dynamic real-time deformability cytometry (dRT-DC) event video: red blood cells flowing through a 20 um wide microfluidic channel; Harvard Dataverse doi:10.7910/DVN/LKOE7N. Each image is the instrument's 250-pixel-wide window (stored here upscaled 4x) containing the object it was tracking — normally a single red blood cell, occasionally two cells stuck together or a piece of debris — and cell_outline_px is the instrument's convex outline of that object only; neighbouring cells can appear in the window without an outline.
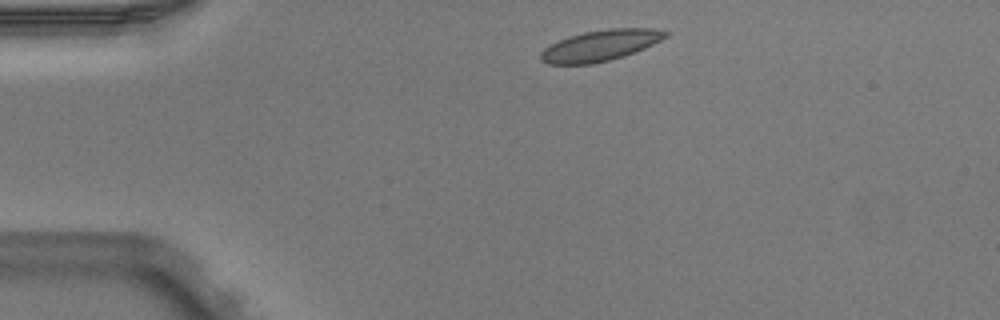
{"species": "Egyptian fruit bat (a non-hibernating species)", "species_latin": "Rousettus aegyptiacus", "temperature_condition": "warm", "stored_images_in_passage": 4, "camera_frame_rate_fps": 3000, "um_per_image_px": 0.085, "animal": {"sex": "male"}, "frame": {"image": 1, "passage_image": 4, "time_ms": 1.0, "image_size_px": [1000, 320], "cell_outline_px": [[668, 36], [644, 48], [624, 56], [592, 64], [548, 64], [540, 60], [540, 52], [544, 48], [568, 36], [584, 32], [608, 28], [656, 28], [668, 32]], "centroid_in_image_um": [51.02, 3.86], "position_along_channel_um": 34.0, "area_um2": 22.43}}